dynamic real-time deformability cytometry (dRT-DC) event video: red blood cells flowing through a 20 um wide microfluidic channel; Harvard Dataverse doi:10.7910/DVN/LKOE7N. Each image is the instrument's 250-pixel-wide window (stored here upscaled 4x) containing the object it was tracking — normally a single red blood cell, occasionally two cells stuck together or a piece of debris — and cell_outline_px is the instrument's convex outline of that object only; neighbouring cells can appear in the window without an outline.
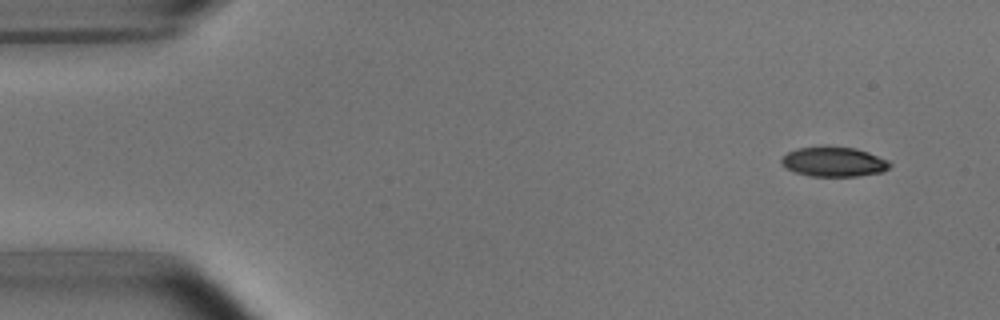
{"species": "common noctule bat (a hibernating species)", "species_latin": "Nyctalus noctula", "temperature_condition": "room temperature", "stored_images_in_passage": 4, "camera_frame_rate_fps": 3000, "um_per_image_px": 0.085, "animal": {"sex": "male", "body_mass_g": 15.6}, "frame": {"image": 1, "passage_image": 1, "time_ms": 0.0, "image_size_px": [1000, 320], "cell_outline_px": [[892, 164], [888, 168], [880, 172], [856, 176], [812, 176], [796, 172], [780, 164], [780, 160], [788, 152], [796, 148], [856, 148], [868, 152], [888, 160]], "centroid_in_image_um": [70.88, 13.77], "position_along_channel_um": 14.1, "area_um2": 18.21}}
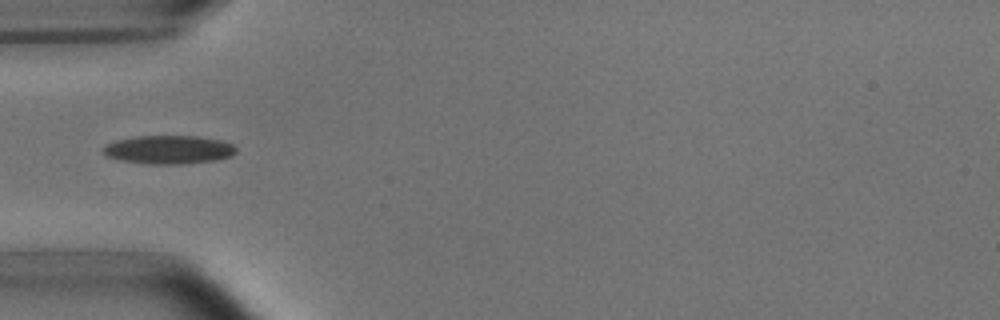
{"frame": {"image": 2, "passage_image": 4, "time_ms": 4.333, "image_size_px": [1000, 320], "cell_outline_px": [[236, 152], [232, 156], [216, 160], [184, 164], [148, 164], [120, 160], [108, 156], [104, 152], [104, 144], [116, 140], [136, 136], [196, 136], [220, 140], [232, 144], [236, 148]], "centroid_in_image_um": [14.35, 12.72], "position_along_channel_um": 70.6, "area_um2": 22.08}}